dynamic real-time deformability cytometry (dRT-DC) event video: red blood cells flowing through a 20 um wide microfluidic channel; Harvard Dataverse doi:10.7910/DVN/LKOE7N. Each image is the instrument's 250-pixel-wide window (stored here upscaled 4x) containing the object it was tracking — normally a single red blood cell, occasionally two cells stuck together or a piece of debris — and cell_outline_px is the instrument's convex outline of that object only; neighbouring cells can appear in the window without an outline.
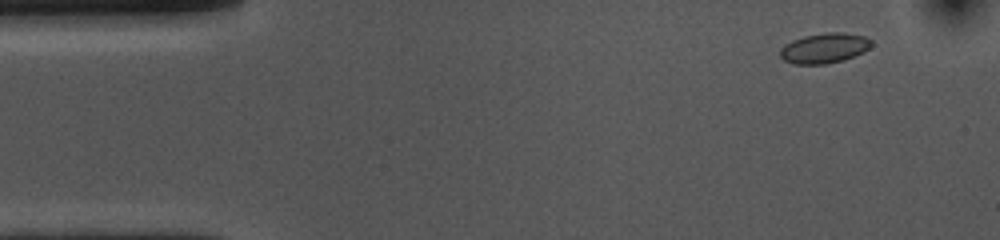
{"species": "common noctule bat (a hibernating species)", "species_latin": "Nyctalus noctula", "temperature_condition": "cold", "stored_images_in_passage": 51, "camera_frame_rate_fps": 3000, "um_per_image_px": 0.085, "animal": {"sex": "female", "body_mass_g": 10.0, "forearm_length_mm": 53.1}, "frame": {"image": 1, "passage_image": 1, "time_ms": 0.0, "image_size_px": [1000, 240], "cell_outline_px": [[872, 44], [864, 52], [844, 60], [824, 64], [792, 64], [784, 60], [780, 56], [780, 48], [784, 44], [792, 40], [804, 36], [828, 32], [844, 32], [864, 36], [872, 40]], "centroid_in_image_um": [70.06, 4.09], "position_along_channel_um": 14.9, "area_um2": 16.13}}
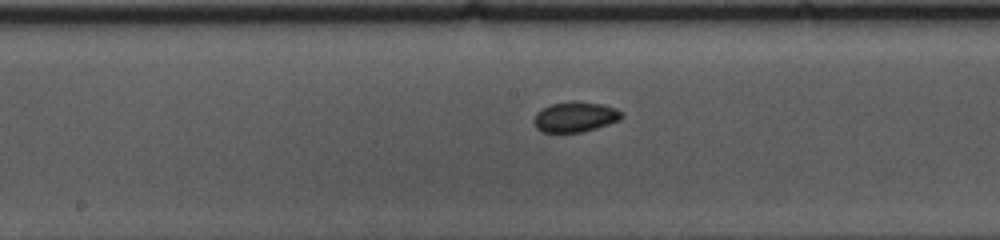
{"frame": {"image": 2, "passage_image": 23, "time_ms": 7.333, "image_size_px": [1000, 240], "cell_outline_px": [[624, 116], [620, 120], [584, 132], [540, 132], [536, 128], [532, 120], [536, 112], [552, 104], [572, 100], [576, 100], [604, 104], [616, 108]], "centroid_in_image_um": [48.88, 9.93], "position_along_channel_um": 199.3, "area_um2": 15.72}}
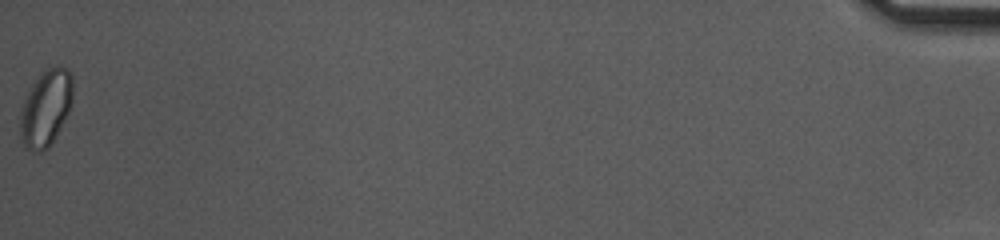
{"frame": {"image": 3, "passage_image": 51, "time_ms": 16.667, "image_size_px": [1000, 240], "cell_outline_px": [[72, 104], [56, 136], [48, 148], [40, 152], [32, 152], [24, 148], [20, 136], [20, 112], [24, 100], [32, 84], [40, 72], [56, 64], [60, 64], [68, 68], [72, 72]], "centroid_in_image_um": [3.89, 9.16], "position_along_channel_um": 431.3, "area_um2": 23.87}, "authors_computed_cell_mechanics": {"area_um2": 15.4326, "velocity_mm_per_s": 3.6219, "shape_relaxation_time_tau1_ms": 2.6858, "shape_relaxation_time_tau2_ms": null, "deformation_change_tau1": 0.0443, "deformation_change_tau2": null}}